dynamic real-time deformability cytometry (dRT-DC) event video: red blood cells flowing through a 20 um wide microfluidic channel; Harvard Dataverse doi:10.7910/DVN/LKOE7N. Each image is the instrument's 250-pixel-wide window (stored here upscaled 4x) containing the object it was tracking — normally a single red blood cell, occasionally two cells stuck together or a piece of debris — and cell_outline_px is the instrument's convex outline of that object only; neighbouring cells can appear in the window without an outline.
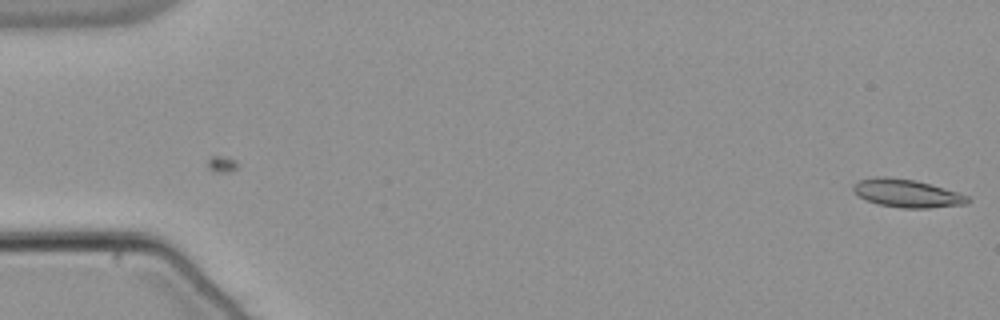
{"species": "common noctule bat (a hibernating species)", "species_latin": "Nyctalus noctula", "temperature_condition": "warm", "stored_images_in_passage": 7, "camera_frame_rate_fps": 3000, "um_per_image_px": 0.085, "animal": {"sex": "male", "body_mass_g": 21.5, "forearm_length_mm": 52.0}, "frame": {"image": 1, "passage_image": 7, "time_ms": 2.0, "image_size_px": [1000, 320], "cell_outline_px": [[972, 200], [964, 204], [928, 208], [900, 208], [880, 204], [868, 200], [860, 196], [852, 188], [860, 180], [876, 176], [888, 176], [916, 180], [944, 188], [968, 196]], "centroid_in_image_um": [77.11, 16.42], "position_along_channel_um": 7.9, "area_um2": 18.44}}